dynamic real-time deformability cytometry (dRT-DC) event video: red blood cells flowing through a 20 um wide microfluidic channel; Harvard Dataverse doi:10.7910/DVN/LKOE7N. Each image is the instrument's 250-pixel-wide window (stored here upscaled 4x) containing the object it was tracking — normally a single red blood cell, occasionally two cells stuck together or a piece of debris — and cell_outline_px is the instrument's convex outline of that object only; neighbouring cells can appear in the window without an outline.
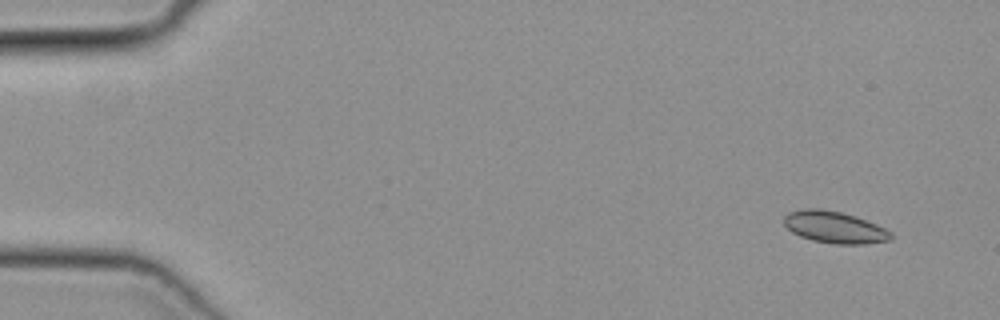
{"species": "common noctule bat (a hibernating species)", "species_latin": "Nyctalus noctula", "temperature_condition": "cold", "stored_images_in_passage": 14, "camera_frame_rate_fps": 3000, "um_per_image_px": 0.085, "animal": {"sex": "female", "body_mass_g": 19.3, "forearm_length_mm": 54.1}, "frame": {"image": 1, "passage_image": 1, "time_ms": 0.0, "image_size_px": [1000, 320], "cell_outline_px": [[892, 240], [864, 244], [832, 244], [812, 240], [800, 236], [792, 232], [784, 224], [784, 216], [788, 212], [804, 208], [820, 208], [840, 212], [856, 216], [876, 224], [892, 232]], "centroid_in_image_um": [70.93, 19.31], "position_along_channel_um": 14.1, "area_um2": 19.94}}
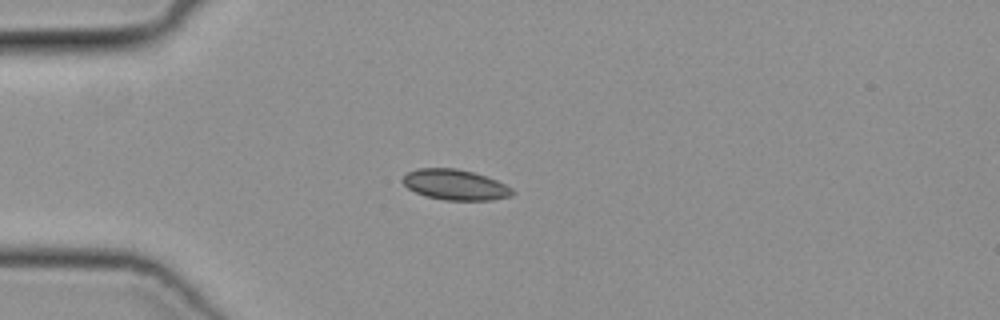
{"frame": {"image": 2, "passage_image": 11, "time_ms": 3.333, "image_size_px": [1000, 320], "cell_outline_px": [[516, 192], [512, 196], [492, 200], [444, 200], [424, 196], [408, 188], [400, 180], [408, 172], [416, 168], [456, 168], [472, 172], [496, 180], [512, 188]], "centroid_in_image_um": [38.68, 15.71], "position_along_channel_um": 46.3, "area_um2": 19.54}}